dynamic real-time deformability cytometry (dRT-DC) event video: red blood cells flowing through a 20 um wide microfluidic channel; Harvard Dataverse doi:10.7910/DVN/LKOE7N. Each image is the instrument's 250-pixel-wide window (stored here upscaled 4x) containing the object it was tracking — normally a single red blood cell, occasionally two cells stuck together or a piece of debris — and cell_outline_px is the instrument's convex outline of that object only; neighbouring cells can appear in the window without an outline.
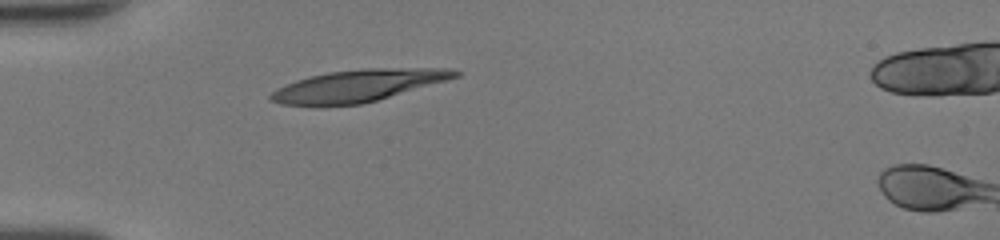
{"species": "human", "species_latin": "Homo sapiens", "temperature_condition": "room temperature", "stored_images_in_passage": 35, "camera_frame_rate_fps": 3000, "um_per_image_px": 0.085, "donor": {"sex": "female"}, "frame": {"image": 1, "passage_image": 1, "time_ms": 0.0, "image_size_px": [1000, 240], "cell_outline_px": [[460, 76], [448, 80], [376, 100], [360, 104], [320, 108], [316, 108], [280, 104], [268, 100], [268, 96], [276, 88], [296, 80], [328, 72], [364, 68], [448, 68], [460, 72]], "centroid_in_image_um": [30.34, 7.31], "position_along_channel_um": 54.7, "area_um2": 34.97}}
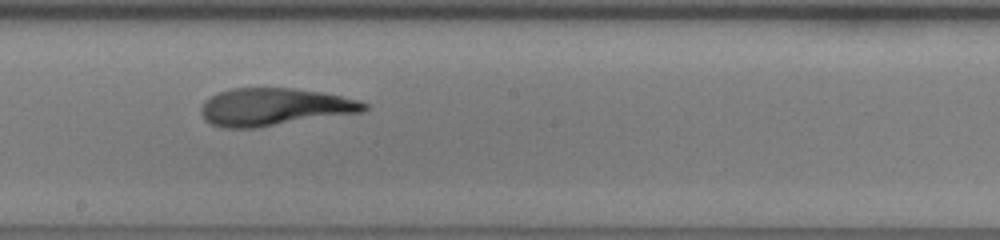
{"frame": {"image": 2, "passage_image": 14, "time_ms": 4.333, "image_size_px": [1000, 240], "cell_outline_px": [[368, 108], [364, 112], [256, 128], [224, 128], [212, 124], [204, 120], [200, 112], [200, 108], [204, 100], [220, 92], [232, 88], [292, 88], [320, 92], [360, 100], [368, 104]], "centroid_in_image_um": [23.32, 9.1], "position_along_channel_um": 224.9, "area_um2": 35.84}}
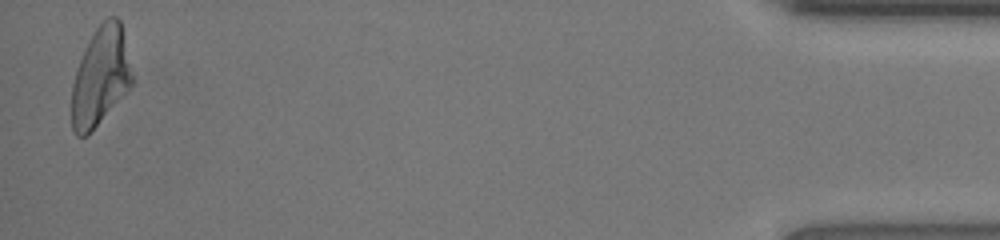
{"frame": {"image": 3, "passage_image": 34, "time_ms": 11.0, "image_size_px": [1000, 240], "cell_outline_px": [[132, 84], [96, 124], [84, 136], [76, 136], [72, 132], [72, 84], [76, 68], [84, 48], [88, 40], [96, 28], [108, 16], [116, 16], [120, 20], [132, 76]], "centroid_in_image_um": [8.5, 6.45], "position_along_channel_um": 426.7, "area_um2": 33.76}, "authors_computed_cell_mechanics": {"area_um2": 35.1424, "velocity_mm_per_s": 4.273, "shape_relaxation_time_tau1_ms": 4.8759, "shape_relaxation_time_tau2_ms": 1.7824, "deformation_change_tau1": 0.2319, "deformation_change_tau2": 0.1042}}